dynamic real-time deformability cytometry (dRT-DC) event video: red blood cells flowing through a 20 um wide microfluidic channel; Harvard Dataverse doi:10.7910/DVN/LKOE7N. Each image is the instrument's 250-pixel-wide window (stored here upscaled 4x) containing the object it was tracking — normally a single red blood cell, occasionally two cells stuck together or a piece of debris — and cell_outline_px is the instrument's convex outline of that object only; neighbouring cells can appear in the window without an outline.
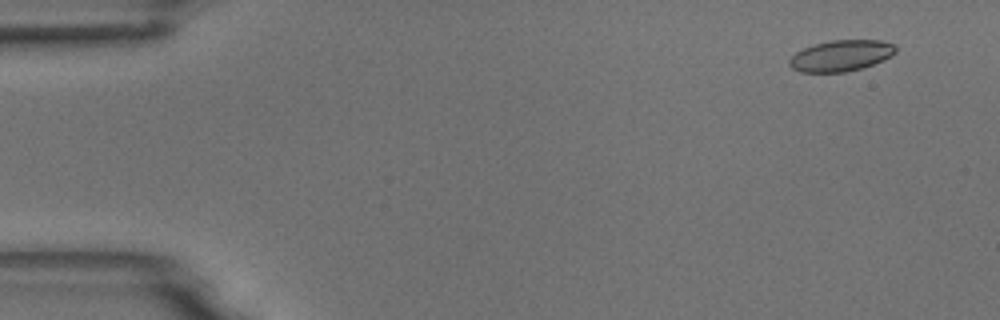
{"species": "common noctule bat (a hibernating species)", "species_latin": "Nyctalus noctula", "temperature_condition": "room temperature", "stored_images_in_passage": 5, "camera_frame_rate_fps": 3000, "um_per_image_px": 0.085, "animal": {"sex": "male", "body_mass_g": 18.8}, "frame": {"image": 1, "passage_image": 1, "time_ms": 0.0, "image_size_px": [1000, 320], "cell_outline_px": [[896, 52], [892, 56], [872, 64], [848, 72], [800, 72], [792, 68], [788, 64], [788, 60], [796, 52], [812, 44], [832, 40], [880, 40], [892, 44], [896, 48]], "centroid_in_image_um": [71.45, 4.73], "position_along_channel_um": 13.5, "area_um2": 19.25}}
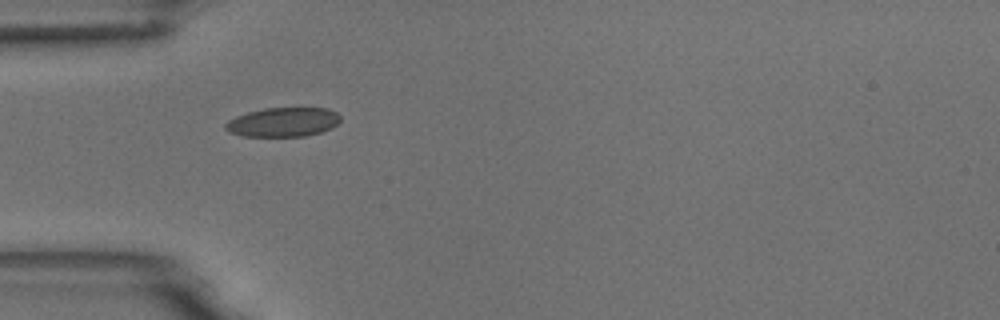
{"frame": {"image": 2, "passage_image": 4, "time_ms": 1.0, "image_size_px": [1000, 320], "cell_outline_px": [[340, 120], [332, 128], [320, 132], [304, 136], [244, 136], [228, 132], [224, 128], [224, 124], [228, 120], [236, 116], [248, 112], [264, 108], [328, 108], [336, 112], [340, 116]], "centroid_in_image_um": [24.04, 10.37], "position_along_channel_um": 61.0, "area_um2": 19.59}}